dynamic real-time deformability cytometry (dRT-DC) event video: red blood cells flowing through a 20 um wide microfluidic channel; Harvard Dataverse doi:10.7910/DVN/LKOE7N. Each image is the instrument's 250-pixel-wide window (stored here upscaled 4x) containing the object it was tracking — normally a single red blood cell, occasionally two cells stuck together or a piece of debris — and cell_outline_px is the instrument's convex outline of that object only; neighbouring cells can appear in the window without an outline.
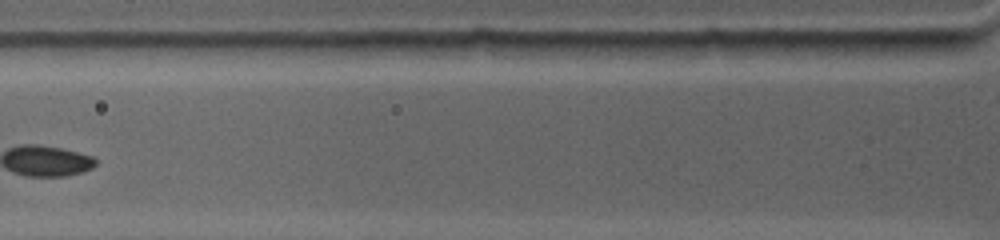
{"species": "common noctule bat (a hibernating species)", "species_latin": "Nyctalus noctula", "temperature_condition": "warm", "stored_images_in_passage": 9, "segment_of_instrument_passage": [2, 2], "camera_frame_rate_fps": 4500, "um_per_image_px": 0.085, "animal": {"sex": "female", "body_mass_g": 19.0, "forearm_length_mm": 53.3}, "frame": {"image": 1, "passage_image": 9, "time_ms": 4.222, "image_size_px": [1000, 240], "cell_outline_px": [[980, 40], [976, 44], [960, 48], [900, 56], [892, 56], [844, 52], [836, 48], [836, 40]], "centroid_in_image_um": [76.51, 3.95], "position_along_channel_um": 49.3, "area_um2": 12.31}}